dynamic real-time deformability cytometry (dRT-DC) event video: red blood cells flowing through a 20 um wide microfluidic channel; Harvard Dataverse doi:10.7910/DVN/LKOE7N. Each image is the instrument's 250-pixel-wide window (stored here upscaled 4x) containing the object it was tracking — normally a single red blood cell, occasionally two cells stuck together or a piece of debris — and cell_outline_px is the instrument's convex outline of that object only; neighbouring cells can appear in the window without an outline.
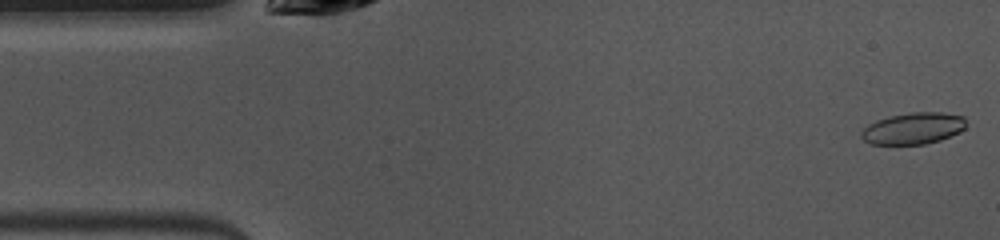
{"species": "common noctule bat (a hibernating species)", "species_latin": "Nyctalus noctula", "temperature_condition": "warm", "stored_images_in_passage": 43, "camera_frame_rate_fps": 3000, "um_per_image_px": 0.085, "animal": {"sex": "female", "body_mass_g": 10.0, "forearm_length_mm": 53.1}, "frame": {"image": 1, "passage_image": 1, "time_ms": 0.0, "image_size_px": [1000, 240], "cell_outline_px": [[964, 128], [960, 132], [940, 140], [924, 144], [872, 144], [864, 140], [860, 136], [860, 132], [868, 124], [876, 120], [888, 116], [912, 112], [944, 112], [964, 116]], "centroid_in_image_um": [77.6, 10.9], "position_along_channel_um": 7.4, "area_um2": 19.31}}
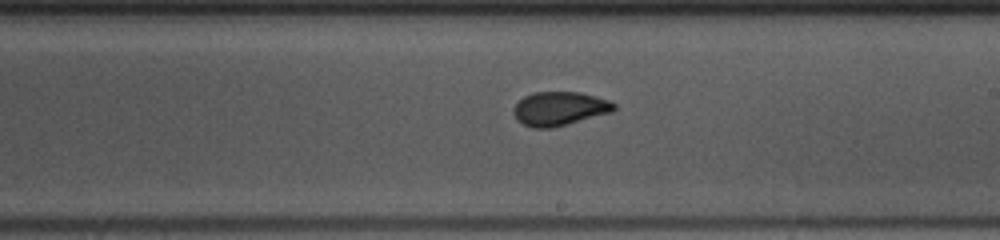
{"frame": {"image": 2, "passage_image": 26, "time_ms": 8.333, "image_size_px": [1000, 240], "cell_outline_px": [[616, 108], [612, 112], [568, 124], [552, 128], [532, 128], [516, 120], [512, 112], [512, 108], [524, 96], [532, 92], [580, 92], [596, 96], [608, 100], [616, 104]], "centroid_in_image_um": [47.54, 9.23], "position_along_channel_um": 241.5, "area_um2": 20.0}}
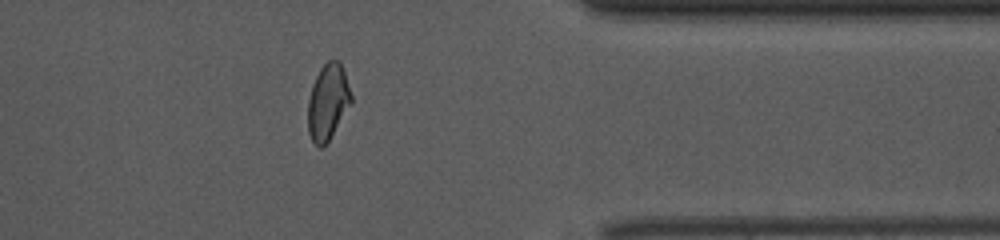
{"frame": {"image": 3, "passage_image": 38, "time_ms": 12.333, "image_size_px": [1000, 240], "cell_outline_px": [[352, 100], [328, 140], [320, 148], [312, 140], [308, 132], [308, 100], [312, 84], [320, 68], [328, 60], [340, 60], [352, 96]], "centroid_in_image_um": [27.85, 8.62], "position_along_channel_um": 383.6, "area_um2": 18.67}, "authors_computed_cell_mechanics": {"area_um2": 19.4786, "velocity_mm_per_s": 3.9757, "shape_relaxation_time_tau1_ms": 6.3955, "shape_relaxation_time_tau2_ms": 0.6992, "deformation_change_tau1": 0.1739, "deformation_change_tau2": 0.0603}}